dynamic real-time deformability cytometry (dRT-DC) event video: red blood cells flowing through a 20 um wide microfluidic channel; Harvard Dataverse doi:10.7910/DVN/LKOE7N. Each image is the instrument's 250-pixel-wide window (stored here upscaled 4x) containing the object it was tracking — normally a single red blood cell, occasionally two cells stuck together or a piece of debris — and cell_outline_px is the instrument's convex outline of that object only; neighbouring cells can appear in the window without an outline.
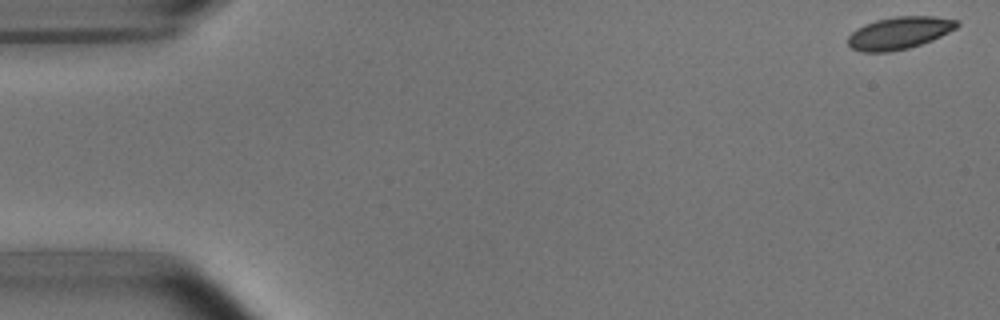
{"species": "common noctule bat (a hibernating species)", "species_latin": "Nyctalus noctula", "temperature_condition": "room temperature", "stored_images_in_passage": 5, "camera_frame_rate_fps": 3000, "um_per_image_px": 0.085, "animal": {"sex": "male", "body_mass_g": 15.6}, "frame": {"image": 1, "passage_image": 1, "time_ms": 0.0, "image_size_px": [1000, 320], "cell_outline_px": [[960, 24], [956, 28], [932, 40], [908, 48], [888, 52], [860, 52], [852, 48], [848, 44], [848, 36], [856, 28], [864, 24], [876, 20], [896, 16], [932, 16], [960, 20]], "centroid_in_image_um": [76.43, 2.79], "position_along_channel_um": 8.6, "area_um2": 20.58}}
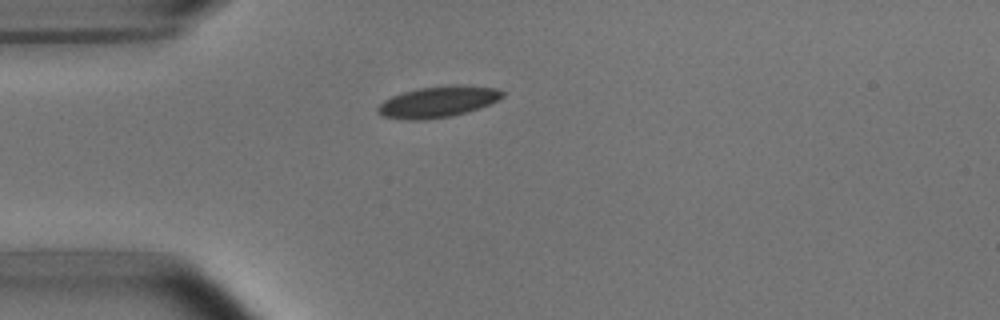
{"frame": {"image": 2, "passage_image": 4, "time_ms": 4.333, "image_size_px": [1000, 320], "cell_outline_px": [[504, 96], [480, 108], [452, 116], [424, 120], [408, 120], [380, 116], [376, 112], [376, 108], [384, 100], [392, 96], [404, 92], [420, 88], [452, 84], [456, 84], [496, 88], [504, 92]], "centroid_in_image_um": [37.19, 8.66], "position_along_channel_um": 47.8, "area_um2": 22.66}}